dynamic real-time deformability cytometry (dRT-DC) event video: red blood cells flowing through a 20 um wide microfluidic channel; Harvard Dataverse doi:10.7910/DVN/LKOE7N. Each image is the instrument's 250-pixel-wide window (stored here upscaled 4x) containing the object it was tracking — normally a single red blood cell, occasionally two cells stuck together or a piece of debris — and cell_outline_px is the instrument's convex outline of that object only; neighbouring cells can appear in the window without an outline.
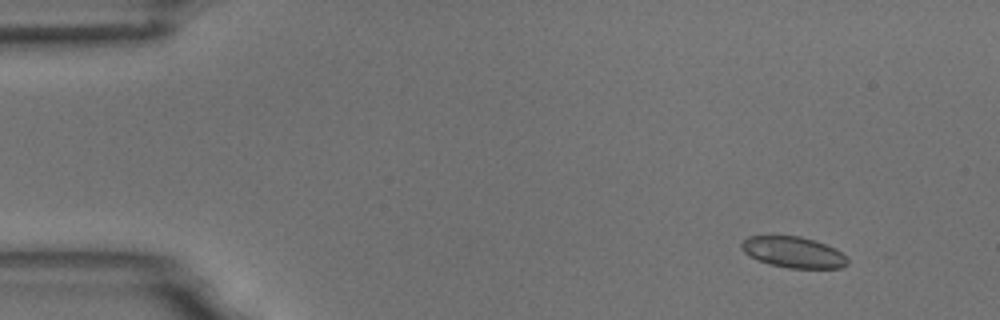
{"species": "common noctule bat (a hibernating species)", "species_latin": "Nyctalus noctula", "temperature_condition": "room temperature", "stored_images_in_passage": 5, "camera_frame_rate_fps": 3000, "um_per_image_px": 0.085, "animal": {"sex": "male", "body_mass_g": 18.8}, "frame": {"image": 1, "passage_image": 1, "time_ms": 0.0, "image_size_px": [1000, 320], "cell_outline_px": [[848, 264], [840, 268], [788, 268], [768, 264], [756, 260], [748, 256], [740, 248], [740, 244], [748, 236], [800, 236], [836, 248], [848, 260]], "centroid_in_image_um": [67.39, 21.45], "position_along_channel_um": 17.6, "area_um2": 19.19}}
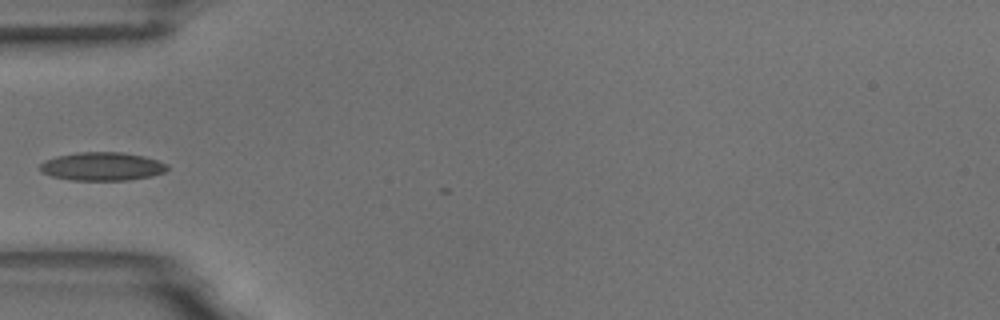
{"frame": {"image": 2, "passage_image": 4, "time_ms": 4.333, "image_size_px": [1000, 320], "cell_outline_px": [[168, 168], [164, 172], [152, 176], [128, 180], [72, 180], [52, 176], [44, 172], [40, 168], [40, 164], [44, 160], [56, 156], [80, 152], [120, 152], [144, 156], [168, 164]], "centroid_in_image_um": [8.7, 14.14], "position_along_channel_um": 76.3, "area_um2": 20.92}}